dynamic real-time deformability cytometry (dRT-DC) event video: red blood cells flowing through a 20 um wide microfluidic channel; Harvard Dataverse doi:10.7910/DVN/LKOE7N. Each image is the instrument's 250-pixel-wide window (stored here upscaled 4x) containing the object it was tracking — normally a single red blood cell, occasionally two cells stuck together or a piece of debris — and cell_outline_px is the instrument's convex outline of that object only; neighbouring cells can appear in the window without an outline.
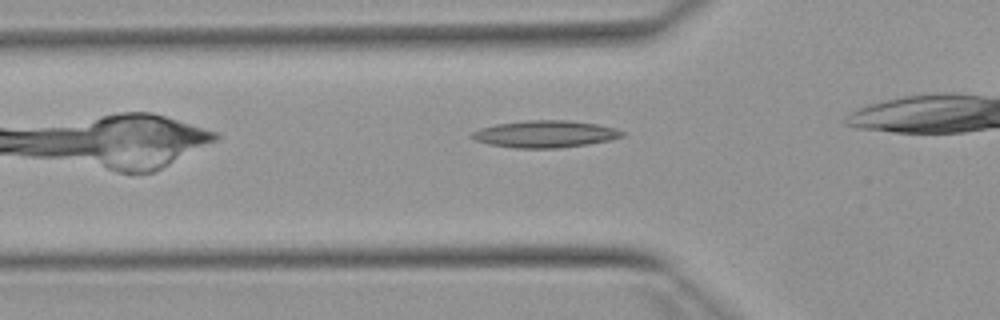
{"species": "Egyptian fruit bat (a non-hibernating species)", "species_latin": "Rousettus aegyptiacus", "temperature_condition": "warm", "stored_images_in_passage": 27, "camera_frame_rate_fps": 3000, "um_per_image_px": 0.085, "animal": {"sex": "female"}, "frame": {"image": 1, "passage_image": 3, "time_ms": 0.667, "image_size_px": [1000, 320], "cell_outline_px": [[624, 136], [612, 140], [588, 144], [560, 148], [516, 148], [488, 144], [476, 140], [468, 136], [472, 132], [480, 128], [496, 124], [524, 120], [568, 120], [596, 124], [616, 128], [624, 132]], "centroid_in_image_um": [46.34, 11.39], "position_along_channel_um": 79.5, "area_um2": 23.81}}
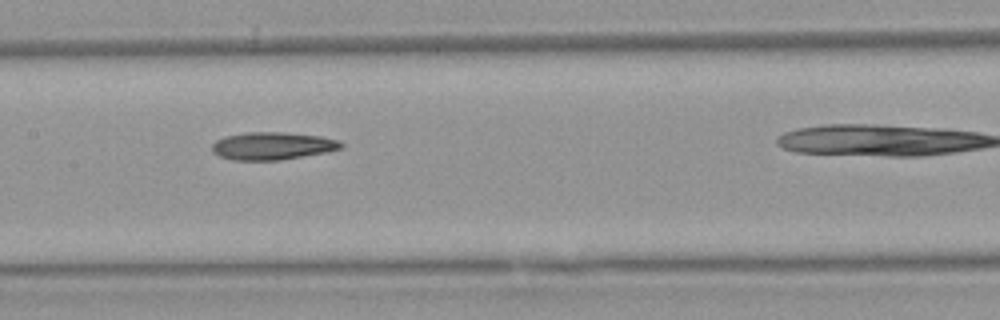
{"frame": {"image": 2, "passage_image": 11, "time_ms": 3.333, "image_size_px": [1000, 320], "cell_outline_px": [[344, 148], [328, 152], [280, 160], [232, 160], [220, 156], [212, 152], [212, 144], [216, 140], [224, 136], [248, 132], [284, 132], [320, 136], [340, 140], [344, 144]], "centroid_in_image_um": [23.19, 12.4], "position_along_channel_um": 184.2, "area_um2": 20.98}}
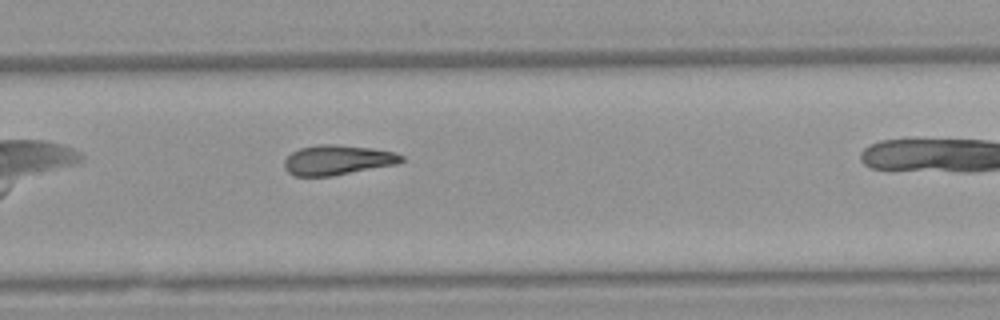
{"frame": {"image": 3, "passage_image": 20, "time_ms": 6.333, "image_size_px": [1000, 320], "cell_outline_px": [[404, 160], [400, 164], [332, 176], [296, 176], [288, 172], [284, 168], [284, 160], [292, 152], [300, 148], [316, 144], [336, 144], [372, 148], [392, 152], [404, 156]], "centroid_in_image_um": [28.7, 13.6], "position_along_channel_um": 301.1, "area_um2": 20.58}}